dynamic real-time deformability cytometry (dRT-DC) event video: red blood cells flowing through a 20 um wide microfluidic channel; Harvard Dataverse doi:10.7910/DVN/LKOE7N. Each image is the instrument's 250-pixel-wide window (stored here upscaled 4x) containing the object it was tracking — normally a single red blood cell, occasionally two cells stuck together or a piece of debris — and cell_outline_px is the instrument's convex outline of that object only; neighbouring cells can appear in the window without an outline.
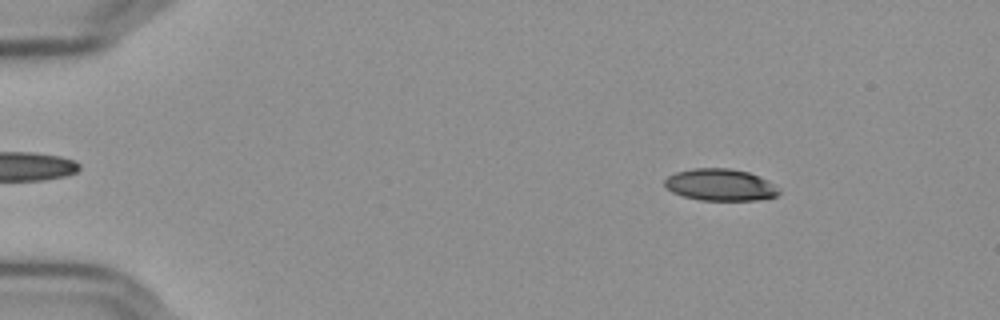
{"species": "Egyptian fruit bat (a non-hibernating species)", "species_latin": "Rousettus aegyptiacus", "temperature_condition": "cold", "stored_images_in_passage": 56, "camera_frame_rate_fps": 3000, "um_per_image_px": 0.085, "frame": {"image": 1, "passage_image": 8, "time_ms": 2.333, "image_size_px": [1000, 320], "cell_outline_px": [[780, 192], [776, 196], [756, 200], [700, 200], [684, 196], [672, 192], [664, 184], [664, 180], [668, 176], [676, 172], [692, 168], [728, 168], [748, 172], [768, 180], [780, 188]], "centroid_in_image_um": [61.23, 15.71], "position_along_channel_um": 23.8, "area_um2": 21.21}}
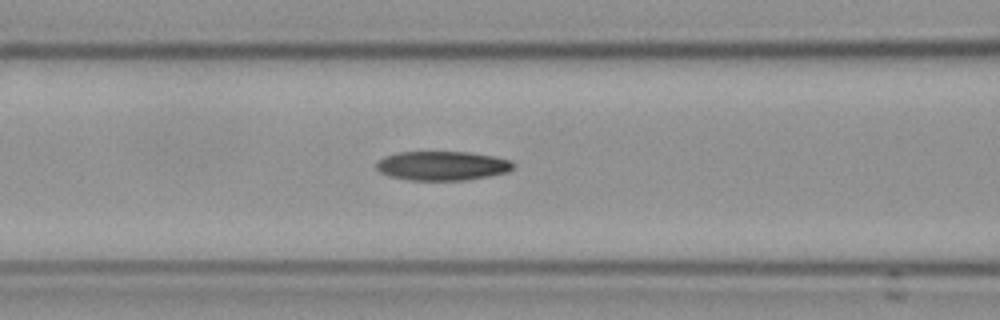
{"frame": {"image": 2, "passage_image": 24, "time_ms": 7.667, "image_size_px": [1000, 320], "cell_outline_px": [[516, 164], [508, 172], [488, 176], [464, 180], [412, 180], [388, 176], [380, 172], [376, 168], [376, 160], [384, 156], [396, 152], [472, 152], [512, 160]], "centroid_in_image_um": [37.57, 14.08], "position_along_channel_um": 129.0, "area_um2": 23.47}}
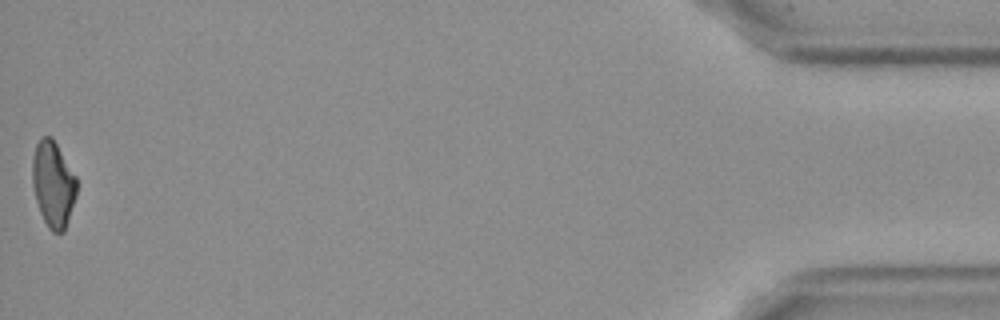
{"frame": {"image": 3, "passage_image": 56, "time_ms": 18.333, "image_size_px": [1000, 320], "cell_outline_px": [[76, 196], [64, 232], [52, 232], [48, 228], [40, 212], [36, 200], [32, 184], [32, 156], [36, 144], [40, 136], [52, 136], [76, 176]], "centroid_in_image_um": [4.5, 15.63], "position_along_channel_um": 430.7, "area_um2": 22.31}, "authors_computed_cell_mechanics": {"area_um2": 22.9755, "velocity_mm_per_s": 3.6557, "shape_relaxation_time_tau1_ms": 9.8904, "shape_relaxation_time_tau2_ms": 7.6395, "deformation_change_tau1": 0.2341, "deformation_change_tau2": 0.1552}}